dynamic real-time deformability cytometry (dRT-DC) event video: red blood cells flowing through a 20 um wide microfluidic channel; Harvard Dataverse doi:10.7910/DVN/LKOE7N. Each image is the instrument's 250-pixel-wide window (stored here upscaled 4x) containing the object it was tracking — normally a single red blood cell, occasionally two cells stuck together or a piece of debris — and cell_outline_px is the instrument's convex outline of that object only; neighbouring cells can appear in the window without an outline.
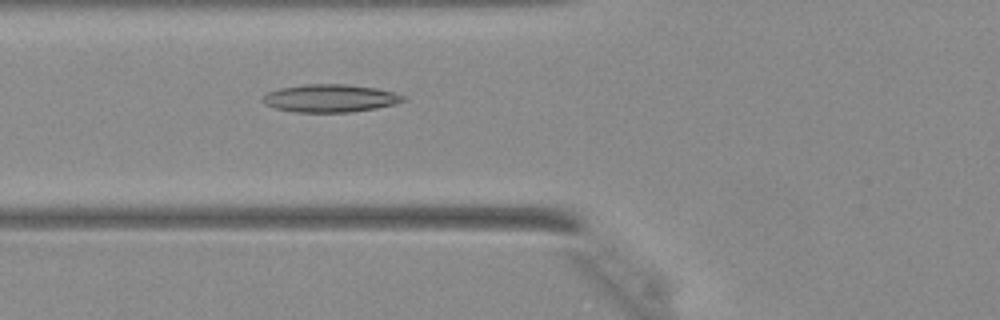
{"species": "Egyptian fruit bat (a non-hibernating species)", "species_latin": "Rousettus aegyptiacus", "temperature_condition": "warm", "stored_images_in_passage": 36, "camera_frame_rate_fps": 3000, "um_per_image_px": 0.085, "animal": {"sex": "female"}, "frame": {"image": 1, "passage_image": 10, "time_ms": 3.0, "image_size_px": [1000, 320], "cell_outline_px": [[408, 100], [396, 104], [376, 108], [348, 112], [296, 112], [276, 108], [264, 104], [260, 100], [260, 96], [264, 92], [280, 88], [304, 84], [344, 84], [376, 88], [396, 92], [408, 96]], "centroid_in_image_um": [28.06, 8.34], "position_along_channel_um": 97.7, "area_um2": 23.18}}
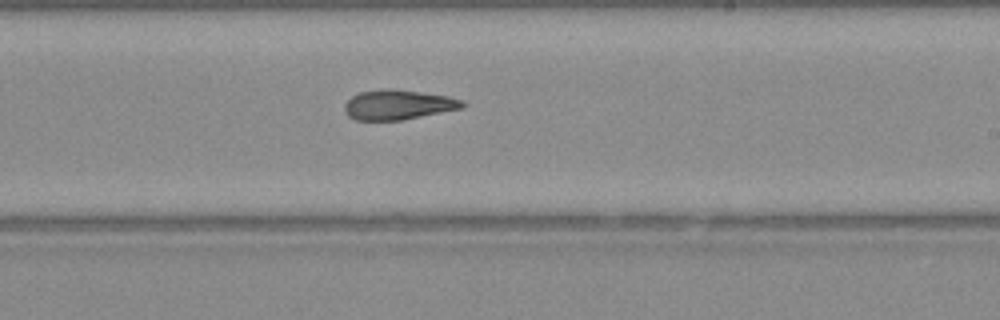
{"frame": {"image": 2, "passage_image": 20, "time_ms": 6.333, "image_size_px": [1000, 320], "cell_outline_px": [[464, 104], [460, 108], [400, 120], [356, 120], [348, 116], [344, 112], [344, 104], [352, 96], [360, 92], [388, 88], [392, 88], [448, 96], [464, 100]], "centroid_in_image_um": [33.78, 8.89], "position_along_channel_um": 255.2, "area_um2": 20.23}}
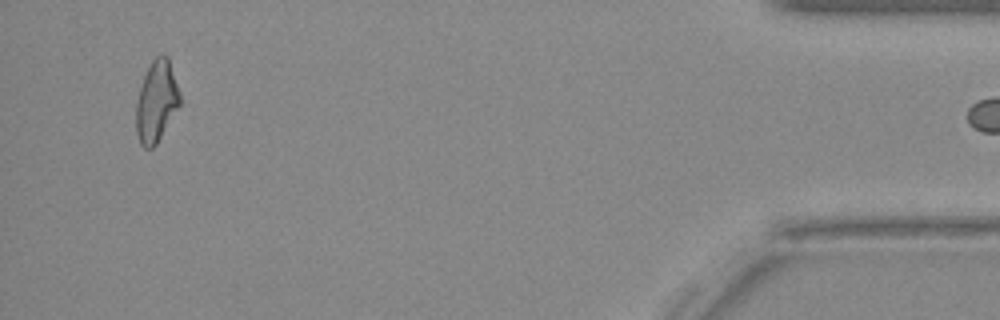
{"frame": {"image": 3, "passage_image": 35, "time_ms": 11.333, "image_size_px": [1000, 320], "cell_outline_px": [[180, 104], [156, 144], [152, 148], [144, 148], [140, 144], [136, 132], [136, 104], [140, 88], [144, 76], [152, 60], [156, 56], [164, 52], [168, 56], [180, 92]], "centroid_in_image_um": [13.3, 8.6], "position_along_channel_um": 421.9, "area_um2": 20.63}}